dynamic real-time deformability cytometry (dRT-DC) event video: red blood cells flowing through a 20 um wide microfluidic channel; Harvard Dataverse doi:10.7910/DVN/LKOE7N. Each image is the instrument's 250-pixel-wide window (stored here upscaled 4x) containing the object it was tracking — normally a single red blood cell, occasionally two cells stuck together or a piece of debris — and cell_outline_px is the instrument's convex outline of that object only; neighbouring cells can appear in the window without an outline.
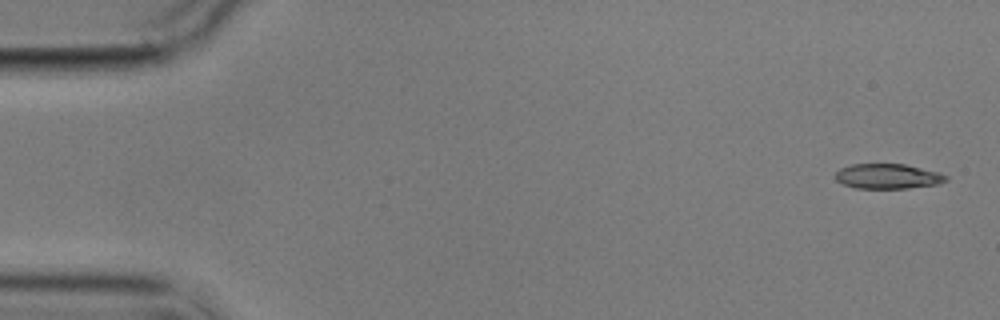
{"species": "common noctule bat (a hibernating species)", "species_latin": "Nyctalus noctula", "temperature_condition": "cold", "stored_images_in_passage": 5, "camera_frame_rate_fps": 3000, "um_per_image_px": 0.085, "animal": {"sex": "male", "body_mass_g": 17.9}, "frame": {"image": 1, "passage_image": 1, "time_ms": 0.0, "image_size_px": [1000, 320], "cell_outline_px": [[948, 180], [936, 184], [908, 188], [856, 188], [844, 184], [836, 180], [832, 176], [840, 168], [852, 164], [904, 164], [940, 172], [948, 176]], "centroid_in_image_um": [75.45, 14.98], "position_along_channel_um": 9.6, "area_um2": 16.13}}
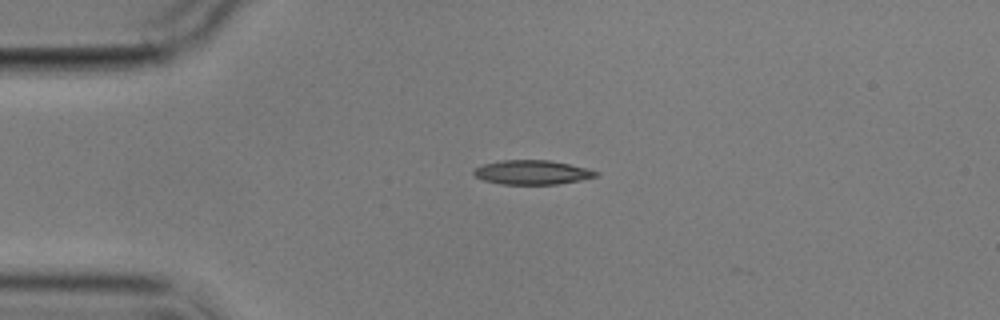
{"frame": {"image": 2, "passage_image": 4, "time_ms": 3.667, "image_size_px": [1000, 320], "cell_outline_px": [[600, 172], [596, 176], [580, 180], [556, 184], [500, 184], [484, 180], [476, 176], [472, 172], [472, 168], [484, 164], [500, 160], [548, 160], [568, 164]], "centroid_in_image_um": [45.17, 14.64], "position_along_channel_um": 39.8, "area_um2": 17.11}}